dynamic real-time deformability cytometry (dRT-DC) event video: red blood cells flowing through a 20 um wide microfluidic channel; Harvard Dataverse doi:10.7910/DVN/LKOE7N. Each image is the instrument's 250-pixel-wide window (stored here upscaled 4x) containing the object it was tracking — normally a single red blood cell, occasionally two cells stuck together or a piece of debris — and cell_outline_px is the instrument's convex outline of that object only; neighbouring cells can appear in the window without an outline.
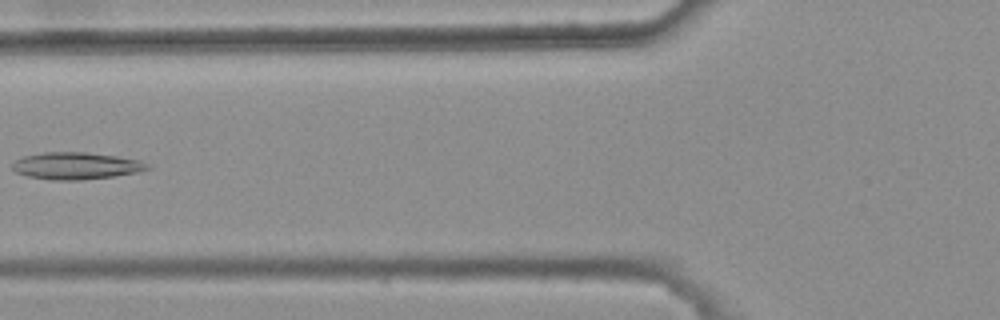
{"species": "common noctule bat (a hibernating species)", "species_latin": "Nyctalus noctula", "temperature_condition": "warm", "stored_images_in_passage": 6, "camera_frame_rate_fps": 3000, "um_per_image_px": 0.085, "animal": {"sex": "female", "body_mass_g": 25.1}, "frame": {"image": 1, "passage_image": 5, "time_ms": 1.333, "image_size_px": [1000, 320], "cell_outline_px": [[152, 168], [136, 172], [116, 176], [84, 180], [52, 180], [28, 176], [16, 172], [12, 168], [12, 164], [16, 160], [24, 156], [44, 152], [84, 152], [116, 156], [140, 160], [148, 164]], "centroid_in_image_um": [6.48, 14.1], "position_along_channel_um": 119.3, "area_um2": 21.27}}
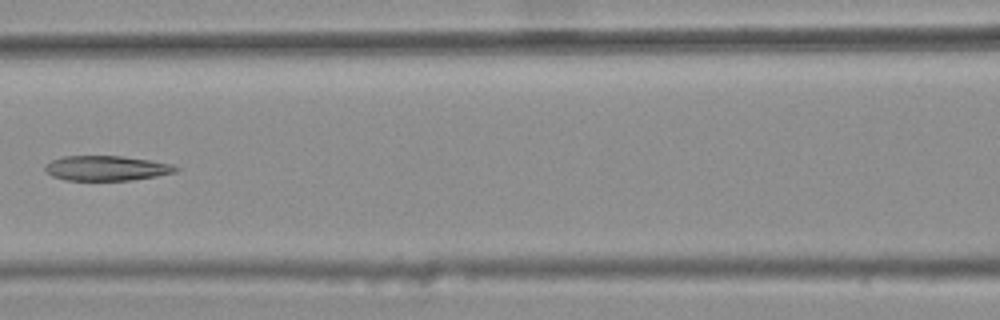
{"frame": {"image": 2, "passage_image": 6, "time_ms": 1.667, "image_size_px": [1000, 320], "cell_outline_px": [[180, 168], [176, 172], [156, 176], [128, 180], [64, 180], [52, 176], [44, 168], [52, 160], [64, 156], [120, 156], [148, 160], [172, 164]], "centroid_in_image_um": [9.06, 14.3], "position_along_channel_um": 157.5, "area_um2": 18.73}}